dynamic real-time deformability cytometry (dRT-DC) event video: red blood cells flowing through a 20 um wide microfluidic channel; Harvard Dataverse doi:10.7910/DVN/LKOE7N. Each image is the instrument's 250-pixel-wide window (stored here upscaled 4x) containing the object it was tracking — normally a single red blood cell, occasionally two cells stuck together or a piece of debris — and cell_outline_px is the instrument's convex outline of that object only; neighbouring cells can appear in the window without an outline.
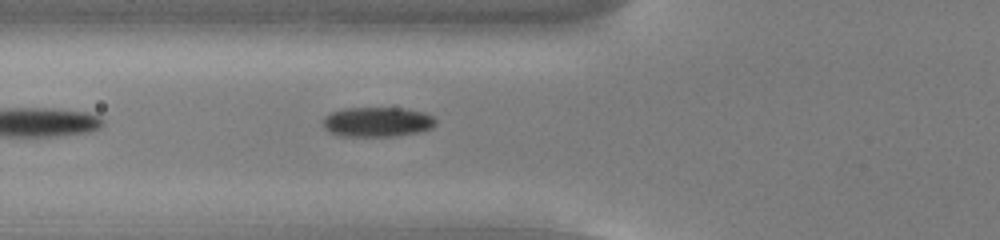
{"species": "common noctule bat (a hibernating species)", "species_latin": "Nyctalus noctula", "temperature_condition": "cold", "stored_images_in_passage": 20, "camera_frame_rate_fps": 3000, "um_per_image_px": 0.085, "animal": {"sex": "male", "body_mass_g": 13.0, "forearm_length_mm": 53.1}, "frame": {"image": 1, "passage_image": 3, "time_ms": 0.667, "image_size_px": [1000, 240], "cell_outline_px": [[436, 124], [432, 128], [420, 132], [396, 136], [344, 136], [332, 132], [324, 128], [324, 116], [332, 112], [344, 108], [404, 108], [424, 112], [432, 116], [436, 120]], "centroid_in_image_um": [32.11, 10.36], "position_along_channel_um": 93.7, "area_um2": 19.54}}
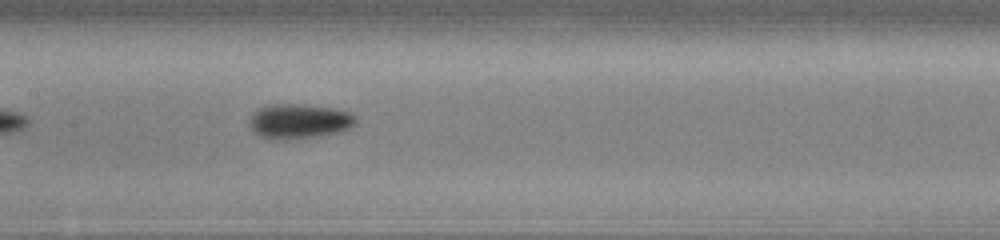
{"frame": {"image": 2, "passage_image": 10, "time_ms": 3.0, "image_size_px": [1000, 240], "cell_outline_px": [[356, 124], [348, 128], [336, 132], [316, 136], [276, 140], [268, 140], [260, 136], [248, 124], [252, 116], [260, 108], [272, 104], [300, 104], [332, 108], [348, 112], [356, 116]], "centroid_in_image_um": [25.42, 10.31], "position_along_channel_um": 182.0, "area_um2": 21.15}}
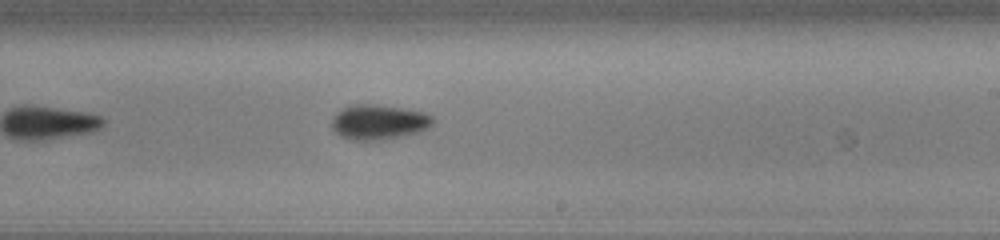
{"frame": {"image": 3, "passage_image": 16, "time_ms": 5.0, "image_size_px": [1000, 240], "cell_outline_px": [[436, 120], [428, 128], [420, 132], [384, 140], [348, 140], [340, 136], [332, 128], [332, 116], [340, 108], [352, 104], [372, 104], [400, 108], [424, 112], [432, 116]], "centroid_in_image_um": [32.17, 10.38], "position_along_channel_um": 256.8, "area_um2": 20.87}}